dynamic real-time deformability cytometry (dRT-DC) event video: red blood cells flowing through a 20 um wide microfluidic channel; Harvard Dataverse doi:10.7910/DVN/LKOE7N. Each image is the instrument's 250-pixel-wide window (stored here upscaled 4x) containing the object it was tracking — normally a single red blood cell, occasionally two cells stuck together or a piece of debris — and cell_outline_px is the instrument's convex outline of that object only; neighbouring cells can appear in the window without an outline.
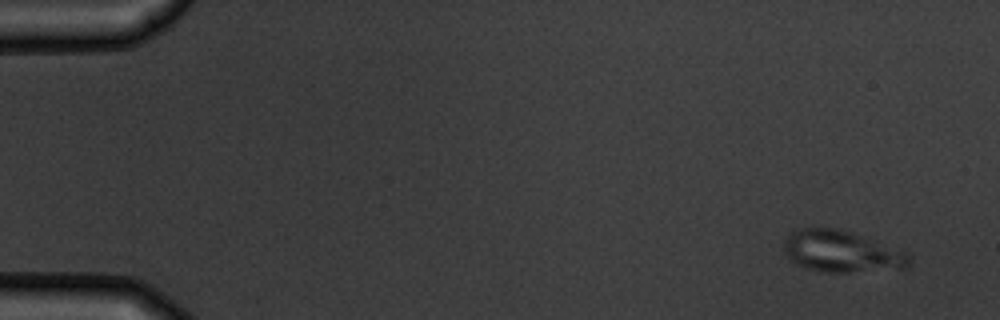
{"species": "common noctule bat (a hibernating species)", "species_latin": "Nyctalus noctula", "temperature_condition": "warm", "stored_images_in_passage": 9, "camera_frame_rate_fps": 3000, "um_per_image_px": 0.085, "animal": {"sex": "male", "body_mass_g": 19.5, "forearm_length_mm": 54.6}, "frame": {"image": 1, "passage_image": 1, "time_ms": 0.0, "image_size_px": [1000, 320], "cell_outline_px": [[912, 256], [908, 268], [904, 272], [824, 272], [804, 268], [796, 264], [784, 252], [784, 240], [796, 228], [840, 228], [904, 248]], "centroid_in_image_um": [71.72, 21.4], "position_along_channel_um": 13.3, "area_um2": 31.96}}
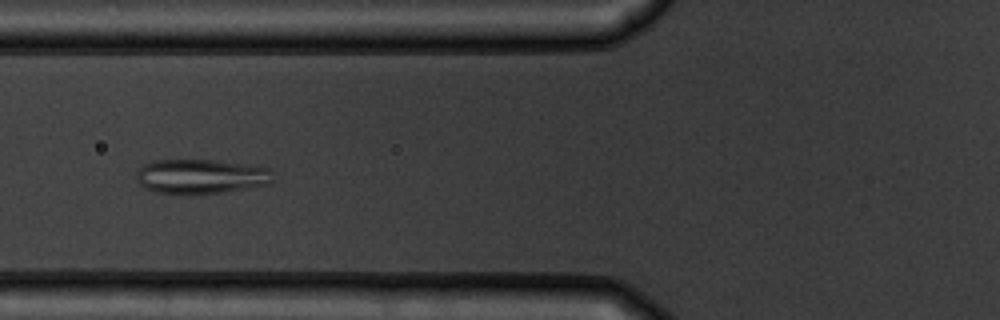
{"frame": {"image": 2, "passage_image": 6, "time_ms": 6.0, "image_size_px": [1000, 320], "cell_outline_px": [[272, 180], [268, 184], [224, 192], [184, 196], [180, 196], [156, 192], [140, 184], [136, 180], [136, 172], [144, 164], [152, 160], [216, 160], [272, 168]], "centroid_in_image_um": [17.05, 15.01], "position_along_channel_um": 108.8, "area_um2": 27.98}}